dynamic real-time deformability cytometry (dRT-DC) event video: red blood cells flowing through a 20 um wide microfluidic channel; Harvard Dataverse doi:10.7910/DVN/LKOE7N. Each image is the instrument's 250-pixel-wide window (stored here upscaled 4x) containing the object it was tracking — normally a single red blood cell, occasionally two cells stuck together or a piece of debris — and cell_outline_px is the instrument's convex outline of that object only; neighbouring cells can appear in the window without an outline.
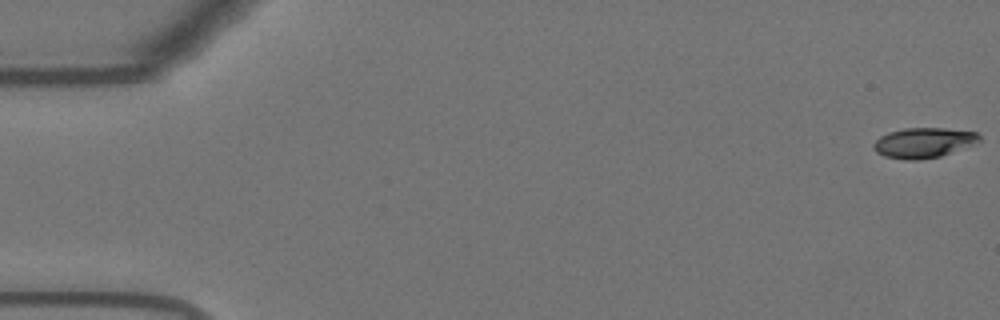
{"species": "Egyptian fruit bat (a non-hibernating species)", "species_latin": "Rousettus aegyptiacus", "temperature_condition": "warm", "stored_images_in_passage": 56, "camera_frame_rate_fps": 3000, "um_per_image_px": 0.085, "animal": {"sex": "female"}, "frame": {"image": 1, "passage_image": 1, "time_ms": 0.0, "image_size_px": [1000, 320], "cell_outline_px": [[980, 140], [940, 156], [916, 160], [904, 160], [884, 156], [876, 152], [872, 148], [872, 144], [880, 136], [888, 132], [904, 128], [944, 128], [976, 132], [980, 136]], "centroid_in_image_um": [78.41, 12.12], "position_along_channel_um": 6.6, "area_um2": 18.32}}
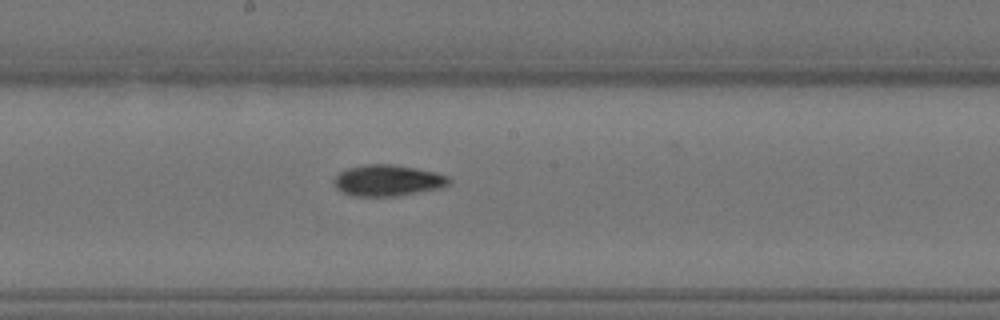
{"frame": {"image": 2, "passage_image": 30, "time_ms": 9.667, "image_size_px": [1000, 320], "cell_outline_px": [[452, 180], [444, 188], [396, 196], [352, 196], [340, 192], [336, 188], [332, 180], [340, 172], [348, 168], [364, 164], [392, 164], [416, 168], [436, 172], [448, 176]], "centroid_in_image_um": [32.96, 15.34], "position_along_channel_um": 215.2, "area_um2": 21.21}}
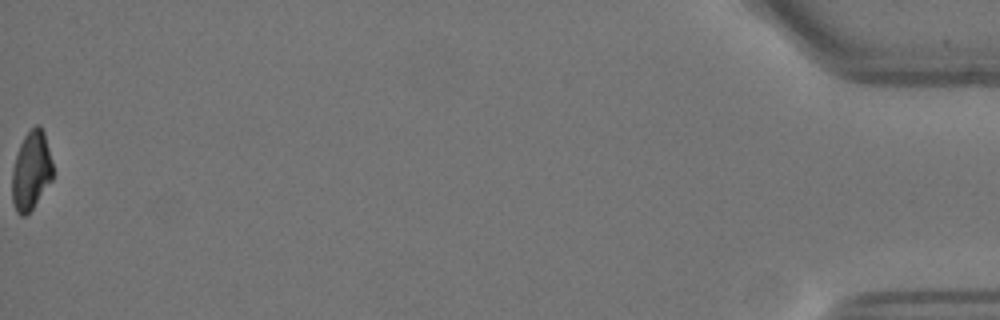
{"frame": {"image": 3, "passage_image": 56, "time_ms": 18.333, "image_size_px": [1000, 320], "cell_outline_px": [[52, 180], [32, 208], [24, 216], [20, 216], [16, 212], [12, 204], [12, 172], [16, 156], [20, 144], [24, 136], [36, 124], [40, 124], [44, 132], [52, 164]], "centroid_in_image_um": [2.63, 14.52], "position_along_channel_um": 432.6, "area_um2": 18.5}, "authors_computed_cell_mechanics": {"area_um2": 20.1722, "velocity_mm_per_s": 3.6871, "shape_relaxation_time_tau1_ms": 9.2998, "shape_relaxation_time_tau2_ms": 5.8936, "deformation_change_tau1": 0.2475, "deformation_change_tau2": 0.1052}}